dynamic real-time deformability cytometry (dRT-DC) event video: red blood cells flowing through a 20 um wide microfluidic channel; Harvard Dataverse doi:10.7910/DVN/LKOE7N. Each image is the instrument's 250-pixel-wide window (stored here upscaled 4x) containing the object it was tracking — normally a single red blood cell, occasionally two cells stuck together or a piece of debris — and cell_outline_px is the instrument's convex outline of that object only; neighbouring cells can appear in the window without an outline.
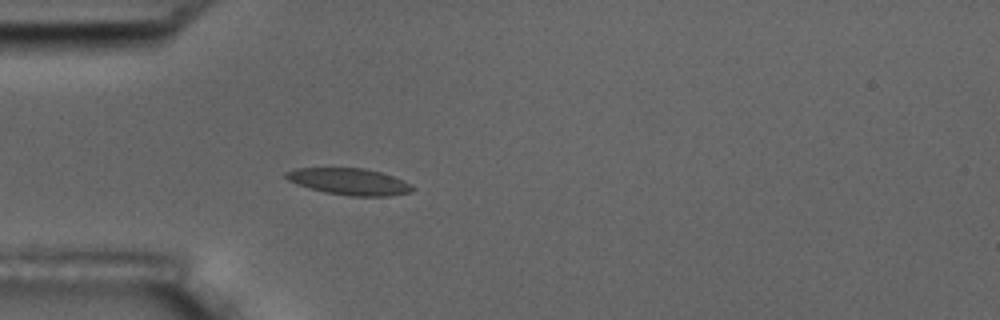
{"species": "common noctule bat (a hibernating species)", "species_latin": "Nyctalus noctula", "temperature_condition": "room temperature", "stored_images_in_passage": 4, "camera_frame_rate_fps": 3000, "um_per_image_px": 0.085, "animal": {"sex": "male", "body_mass_g": 17.5, "forearm_length_mm": 52.3}, "frame": {"image": 1, "passage_image": 4, "time_ms": 3.667, "image_size_px": [1000, 320], "cell_outline_px": [[416, 188], [412, 192], [388, 196], [348, 196], [328, 192], [296, 184], [288, 180], [284, 176], [284, 172], [296, 168], [364, 168], [380, 172], [392, 176], [412, 184]], "centroid_in_image_um": [29.71, 15.43], "position_along_channel_um": 55.3, "area_um2": 19.54}}